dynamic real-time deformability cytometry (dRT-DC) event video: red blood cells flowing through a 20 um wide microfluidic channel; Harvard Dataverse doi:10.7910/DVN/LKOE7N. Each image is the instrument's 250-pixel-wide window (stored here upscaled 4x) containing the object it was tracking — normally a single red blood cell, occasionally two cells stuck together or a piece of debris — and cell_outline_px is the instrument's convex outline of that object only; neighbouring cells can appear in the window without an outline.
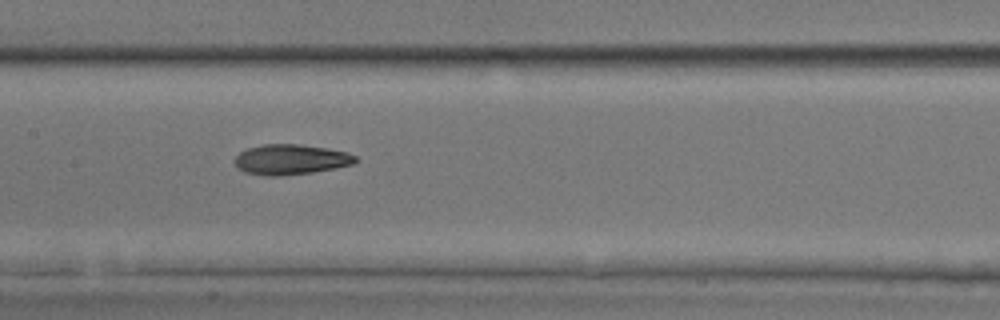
{"species": "common noctule bat (a hibernating species)", "species_latin": "Nyctalus noctula", "temperature_condition": "room temperature", "stored_images_in_passage": 9, "camera_frame_rate_fps": 3000, "um_per_image_px": 0.085, "animal": {"sex": "male", "body_mass_g": 17.9, "forearm_length_mm": 54.2}, "frame": {"image": 1, "passage_image": 7, "time_ms": 2.0, "image_size_px": [1000, 320], "cell_outline_px": [[356, 160], [352, 164], [336, 168], [312, 172], [280, 176], [264, 176], [244, 172], [232, 160], [240, 152], [248, 148], [264, 144], [300, 144], [348, 152], [356, 156]], "centroid_in_image_um": [24.69, 13.56], "position_along_channel_um": 182.7, "area_um2": 21.21}}